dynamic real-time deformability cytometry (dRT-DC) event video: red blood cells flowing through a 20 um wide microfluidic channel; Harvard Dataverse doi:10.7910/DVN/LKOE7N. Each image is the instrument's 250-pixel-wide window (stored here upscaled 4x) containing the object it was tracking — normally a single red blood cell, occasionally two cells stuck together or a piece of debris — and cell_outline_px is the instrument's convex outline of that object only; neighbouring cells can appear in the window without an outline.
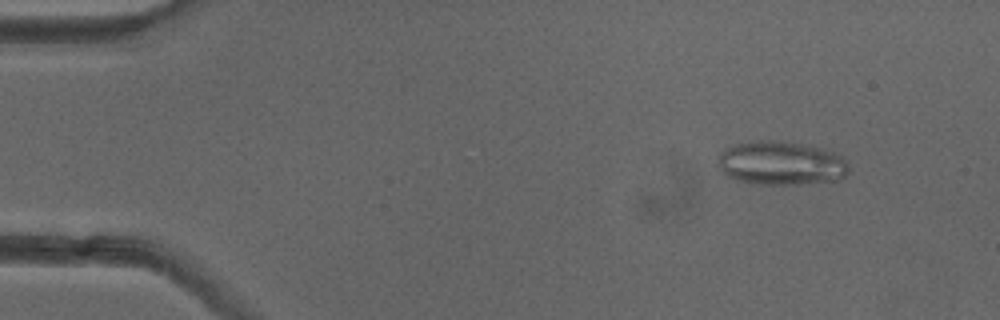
{"species": "common noctule bat (a hibernating species)", "species_latin": "Nyctalus noctula", "temperature_condition": "cold", "stored_images_in_passage": 52, "camera_frame_rate_fps": 3000, "um_per_image_px": 0.085, "animal": {"sex": "female"}, "frame": {"image": 1, "passage_image": 6, "time_ms": 1.667, "image_size_px": [1000, 320], "cell_outline_px": [[848, 172], [844, 176], [836, 180], [792, 184], [760, 184], [736, 180], [728, 176], [720, 168], [720, 152], [736, 144], [768, 140], [772, 140], [800, 144], [820, 148], [832, 152], [848, 160]], "centroid_in_image_um": [66.42, 13.88], "position_along_channel_um": 18.6, "area_um2": 32.66}}
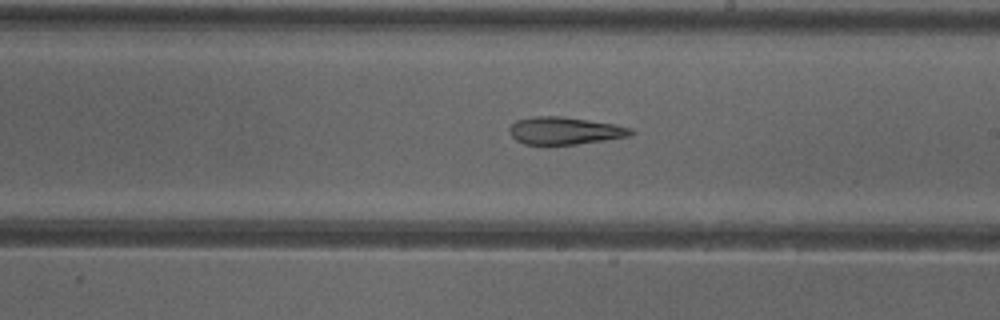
{"frame": {"image": 2, "passage_image": 30, "time_ms": 9.667, "image_size_px": [1000, 320], "cell_outline_px": [[636, 132], [628, 136], [604, 140], [576, 144], [524, 144], [516, 140], [512, 136], [508, 128], [516, 120], [536, 116], [564, 116], [616, 124], [632, 128]], "centroid_in_image_um": [48.02, 11.1], "position_along_channel_um": 241.0, "area_um2": 19.42}}
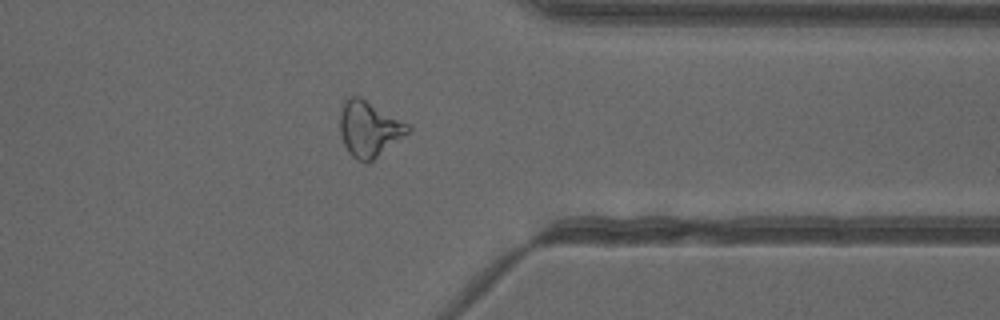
{"frame": {"image": 3, "passage_image": 41, "time_ms": 13.333, "image_size_px": [1000, 320], "cell_outline_px": [[412, 128], [408, 132], [368, 164], [356, 160], [348, 152], [344, 144], [340, 132], [340, 112], [344, 100], [352, 96], [360, 96], [408, 124]], "centroid_in_image_um": [31.34, 10.96], "position_along_channel_um": 380.1, "area_um2": 21.79}, "authors_computed_cell_mechanics": {"area_um2": 23.0333, "velocity_mm_per_s": 3.9941, "shape_relaxation_time_tau1_ms": null, "shape_relaxation_time_tau2_ms": 3.7257, "deformation_change_tau1": null, "deformation_change_tau2": 0.1422}}